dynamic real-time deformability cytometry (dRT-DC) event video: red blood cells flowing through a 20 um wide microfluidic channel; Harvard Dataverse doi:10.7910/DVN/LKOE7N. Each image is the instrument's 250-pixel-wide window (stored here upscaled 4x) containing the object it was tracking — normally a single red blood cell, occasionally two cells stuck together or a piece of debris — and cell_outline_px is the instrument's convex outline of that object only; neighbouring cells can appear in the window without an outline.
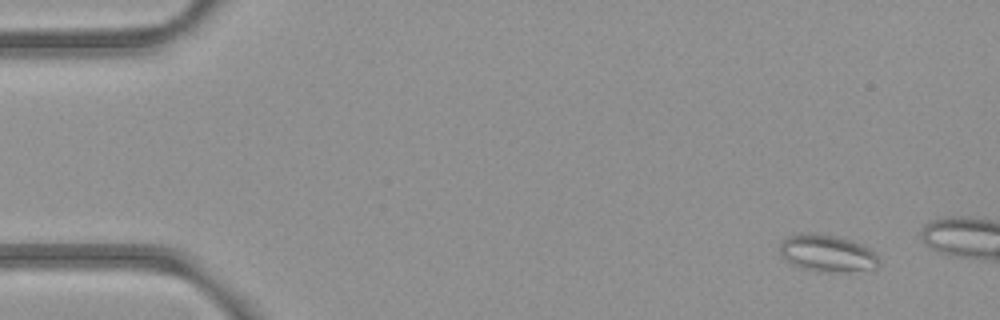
{"species": "common noctule bat (a hibernating species)", "species_latin": "Nyctalus noctula", "temperature_condition": "room temperature", "stored_images_in_passage": 4, "camera_frame_rate_fps": 3000, "um_per_image_px": 0.085, "animal": {"sex": "female", "body_mass_g": 21.9}, "frame": {"image": 1, "passage_image": 1, "time_ms": 0.0, "image_size_px": [1000, 320], "cell_outline_px": [[880, 264], [876, 268], [848, 272], [820, 272], [796, 268], [784, 260], [780, 256], [780, 240], [796, 232], [812, 232], [836, 236], [852, 240], [868, 248], [880, 260]], "centroid_in_image_um": [70.23, 21.53], "position_along_channel_um": 14.8, "area_um2": 22.08}}